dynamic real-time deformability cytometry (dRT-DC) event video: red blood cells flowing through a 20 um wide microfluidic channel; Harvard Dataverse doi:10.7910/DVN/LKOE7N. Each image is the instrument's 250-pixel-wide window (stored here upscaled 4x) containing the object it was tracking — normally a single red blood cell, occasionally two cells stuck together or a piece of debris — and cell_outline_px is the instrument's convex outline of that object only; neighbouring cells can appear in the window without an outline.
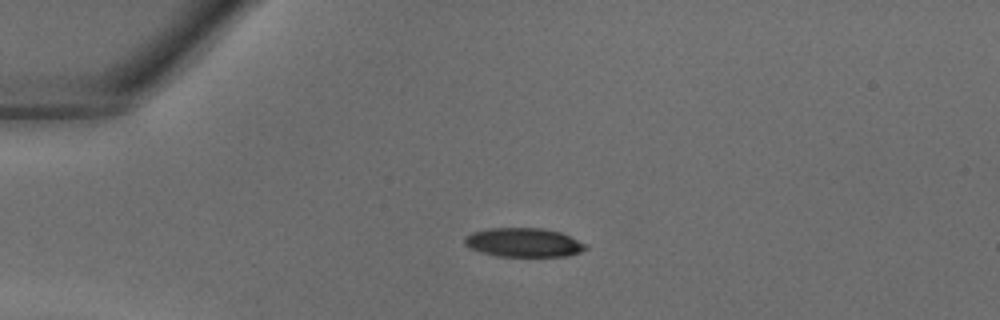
{"species": "common noctule bat (a hibernating species)", "species_latin": "Nyctalus noctula", "temperature_condition": "warm", "stored_images_in_passage": 30, "camera_frame_rate_fps": 3000, "um_per_image_px": 0.085, "animal": {"sex": "male", "body_mass_g": 18.8}, "frame": {"image": 1, "passage_image": 1, "time_ms": 0.0, "image_size_px": [1000, 320], "cell_outline_px": [[588, 248], [580, 252], [568, 256], [496, 256], [480, 252], [468, 248], [464, 244], [464, 236], [472, 232], [488, 228], [540, 228], [560, 232], [588, 244]], "centroid_in_image_um": [44.49, 20.61], "position_along_channel_um": 40.5, "area_um2": 20.63}}
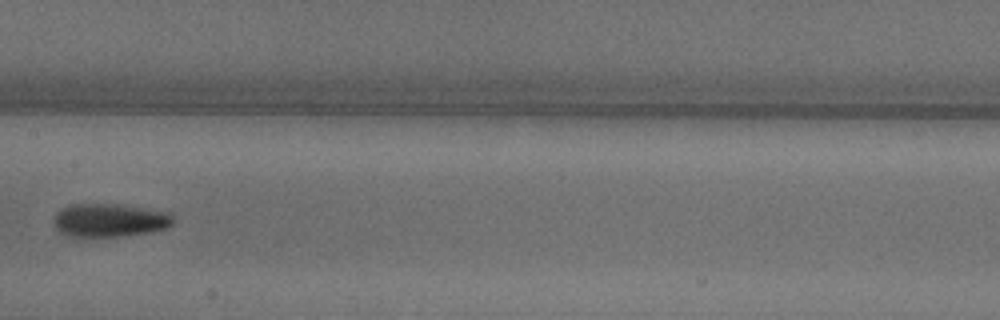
{"frame": {"image": 2, "passage_image": 12, "time_ms": 3.667, "image_size_px": [1000, 320], "cell_outline_px": [[172, 224], [164, 228], [152, 232], [120, 236], [64, 236], [56, 228], [56, 212], [68, 204], [112, 204], [172, 212]], "centroid_in_image_um": [9.31, 18.72], "position_along_channel_um": 198.1, "area_um2": 22.95}}
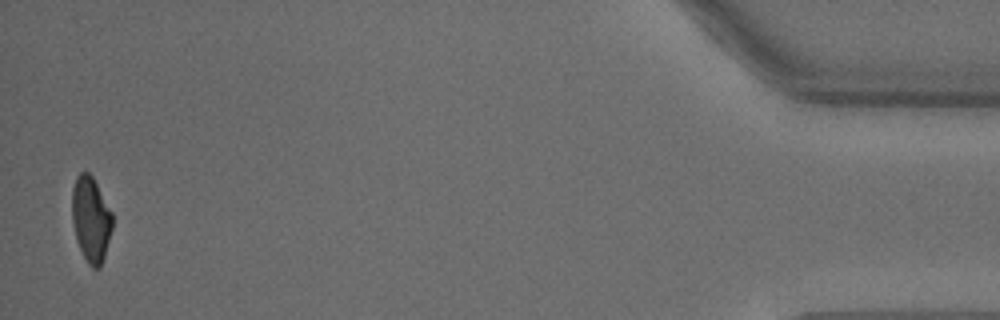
{"frame": {"image": 3, "passage_image": 30, "time_ms": 9.667, "image_size_px": [1000, 320], "cell_outline_px": [[112, 228], [104, 256], [100, 268], [92, 268], [88, 264], [76, 240], [72, 220], [72, 188], [76, 176], [80, 172], [88, 172], [92, 176], [112, 212]], "centroid_in_image_um": [7.71, 18.62], "position_along_channel_um": 427.5, "area_um2": 19.94}}